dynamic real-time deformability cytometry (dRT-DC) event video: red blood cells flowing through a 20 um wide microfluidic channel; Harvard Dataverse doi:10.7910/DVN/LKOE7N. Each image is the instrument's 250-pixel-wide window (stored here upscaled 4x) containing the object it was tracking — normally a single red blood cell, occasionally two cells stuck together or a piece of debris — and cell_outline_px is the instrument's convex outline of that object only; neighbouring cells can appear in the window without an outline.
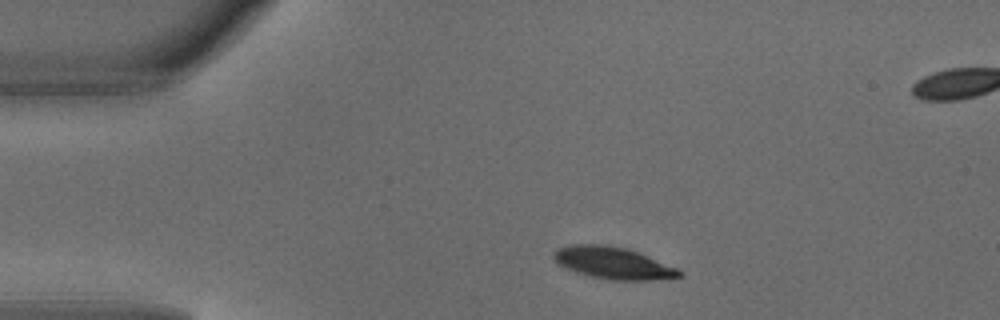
{"species": "common noctule bat (a hibernating species)", "species_latin": "Nyctalus noctula", "temperature_condition": "warm", "stored_images_in_passage": 3, "segment_of_instrument_passage": [1, 2], "camera_frame_rate_fps": 3000, "um_per_image_px": 0.085, "animal": {"sex": "male", "body_mass_g": 18.8}, "frame": {"image": 1, "passage_image": 1, "time_ms": 0.0, "image_size_px": [1000, 320], "cell_outline_px": [[684, 272], [680, 276], [668, 280], [612, 280], [592, 276], [576, 272], [564, 268], [556, 264], [552, 256], [552, 252], [560, 248], [576, 244], [604, 244], [624, 248], [636, 252], [676, 268]], "centroid_in_image_um": [52.08, 22.37], "position_along_channel_um": 32.9, "area_um2": 23.24}}